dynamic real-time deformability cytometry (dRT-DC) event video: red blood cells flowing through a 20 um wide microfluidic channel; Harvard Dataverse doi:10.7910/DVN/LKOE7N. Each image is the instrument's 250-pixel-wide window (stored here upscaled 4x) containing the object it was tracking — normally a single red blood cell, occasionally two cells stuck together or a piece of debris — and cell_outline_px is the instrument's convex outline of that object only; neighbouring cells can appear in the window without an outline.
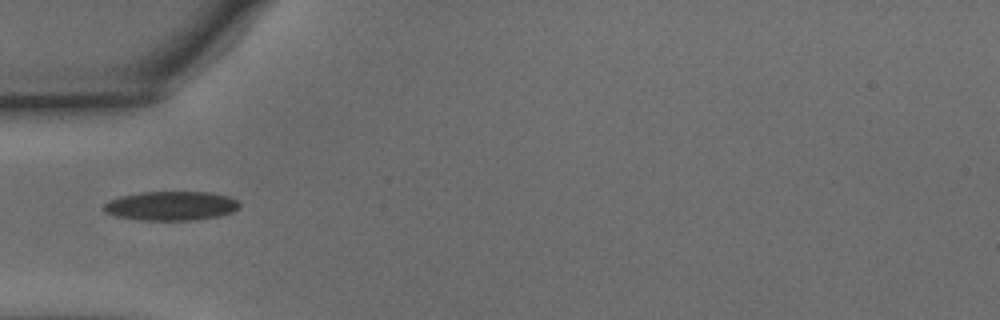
{"species": "common noctule bat (a hibernating species)", "species_latin": "Nyctalus noctula", "temperature_condition": "warm", "stored_images_in_passage": 37, "camera_frame_rate_fps": 3000, "um_per_image_px": 0.085, "animal": {"sex": "male", "body_mass_g": 15.6}, "frame": {"image": 1, "passage_image": 1, "time_ms": 0.0, "image_size_px": [1000, 320], "cell_outline_px": [[240, 204], [232, 212], [220, 216], [196, 220], [140, 220], [112, 216], [104, 212], [104, 204], [108, 200], [120, 196], [140, 192], [212, 192], [228, 196], [236, 200]], "centroid_in_image_um": [14.5, 17.5], "position_along_channel_um": 70.5, "area_um2": 23.24}}
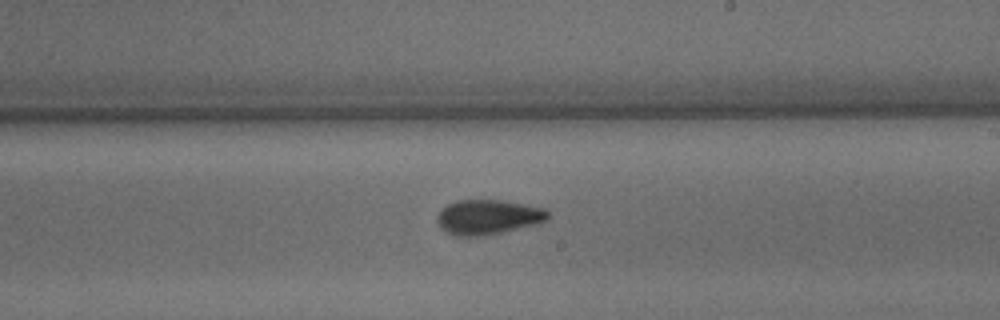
{"frame": {"image": 2, "passage_image": 15, "time_ms": 4.667, "image_size_px": [1000, 320], "cell_outline_px": [[548, 220], [540, 224], [488, 236], [456, 236], [444, 232], [440, 228], [436, 220], [436, 216], [448, 204], [456, 200], [504, 200], [548, 208]], "centroid_in_image_um": [41.53, 18.46], "position_along_channel_um": 247.5, "area_um2": 23.12}}
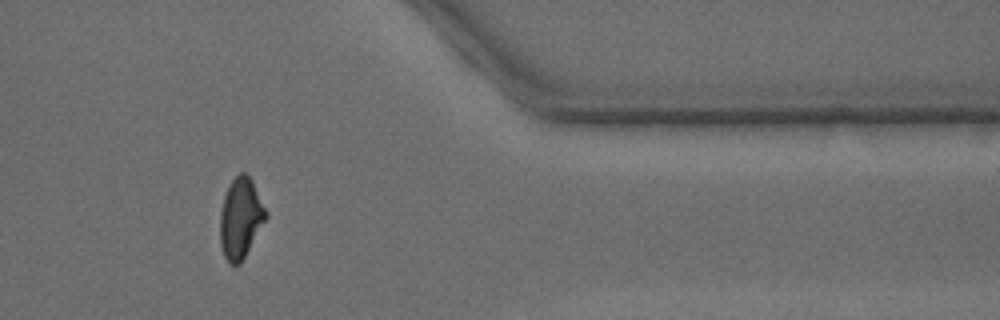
{"frame": {"image": 3, "passage_image": 28, "time_ms": 9.0, "image_size_px": [1000, 320], "cell_outline_px": [[268, 216], [240, 264], [236, 268], [228, 264], [224, 256], [220, 244], [220, 212], [224, 196], [232, 180], [240, 172], [244, 172], [252, 180], [268, 212]], "centroid_in_image_um": [20.45, 18.58], "position_along_channel_um": 391.0, "area_um2": 21.62}, "authors_computed_cell_mechanics": {"area_um2": 21.964, "velocity_mm_per_s": 3.7782, "shape_relaxation_time_tau1_ms": 4.4363, "shape_relaxation_time_tau2_ms": 2.2534, "deformation_change_tau1": 0.1592, "deformation_change_tau2": 0.0855}}